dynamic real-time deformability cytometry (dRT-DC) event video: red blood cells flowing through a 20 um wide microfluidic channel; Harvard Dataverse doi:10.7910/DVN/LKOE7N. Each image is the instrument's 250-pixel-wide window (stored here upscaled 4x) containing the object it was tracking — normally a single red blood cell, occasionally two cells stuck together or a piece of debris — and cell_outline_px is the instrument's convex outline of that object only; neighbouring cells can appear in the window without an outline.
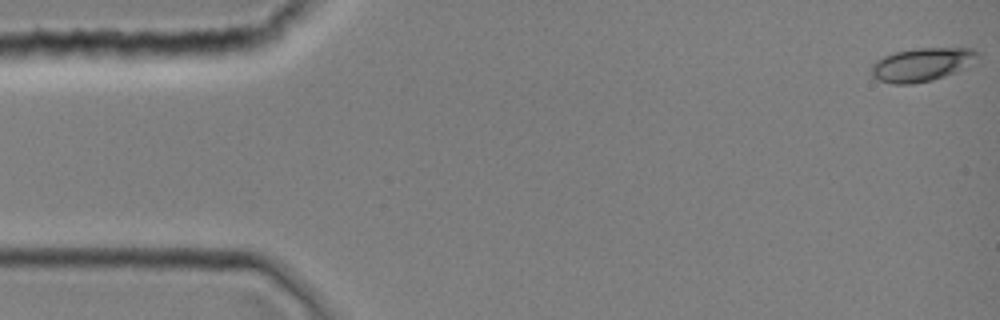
{"species": "common noctule bat (a hibernating species)", "species_latin": "Nyctalus noctula", "temperature_condition": "room temperature", "stored_images_in_passage": 9, "camera_frame_rate_fps": 3000, "um_per_image_px": 0.085, "animal": {"sex": "female", "body_mass_g": 19.0, "forearm_length_mm": 51.5}, "frame": {"image": 1, "passage_image": 1, "time_ms": 0.0, "image_size_px": [1000, 320], "cell_outline_px": [[980, 64], [932, 80], [912, 84], [892, 84], [880, 80], [872, 76], [872, 64], [876, 60], [884, 56], [896, 52], [916, 48], [976, 48], [980, 52]], "centroid_in_image_um": [78.5, 5.48], "position_along_channel_um": 6.5, "area_um2": 21.27}}
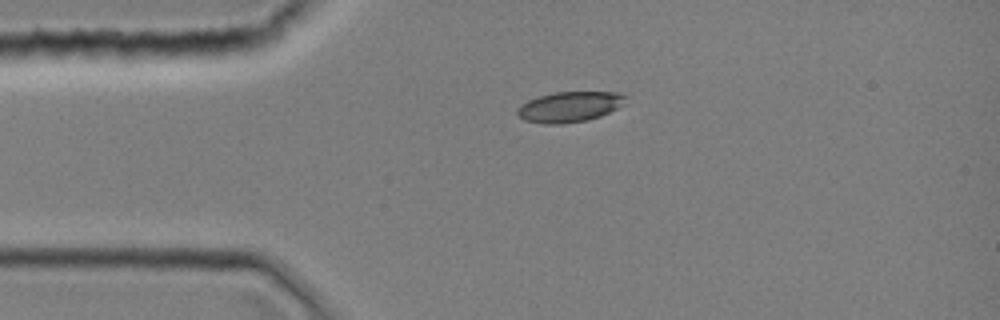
{"frame": {"image": 2, "passage_image": 9, "time_ms": 2.667, "image_size_px": [1000, 320], "cell_outline_px": [[628, 104], [600, 116], [588, 120], [560, 124], [544, 124], [524, 120], [516, 112], [516, 108], [520, 104], [528, 100], [540, 96], [556, 92], [620, 92], [628, 96]], "centroid_in_image_um": [48.48, 9.07], "position_along_channel_um": 36.5, "area_um2": 19.54}}